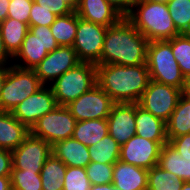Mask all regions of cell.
I'll list each match as a JSON object with an SVG mask.
<instances>
[{
    "instance_id": "6da1fadb",
    "label": "cell",
    "mask_w": 190,
    "mask_h": 190,
    "mask_svg": "<svg viewBox=\"0 0 190 190\" xmlns=\"http://www.w3.org/2000/svg\"><path fill=\"white\" fill-rule=\"evenodd\" d=\"M148 39L126 18L109 26L105 33L101 64L123 66L147 62Z\"/></svg>"
},
{
    "instance_id": "7a4b0ae2",
    "label": "cell",
    "mask_w": 190,
    "mask_h": 190,
    "mask_svg": "<svg viewBox=\"0 0 190 190\" xmlns=\"http://www.w3.org/2000/svg\"><path fill=\"white\" fill-rule=\"evenodd\" d=\"M97 84L115 103H138L150 81L147 63L96 65Z\"/></svg>"
},
{
    "instance_id": "3957f363",
    "label": "cell",
    "mask_w": 190,
    "mask_h": 190,
    "mask_svg": "<svg viewBox=\"0 0 190 190\" xmlns=\"http://www.w3.org/2000/svg\"><path fill=\"white\" fill-rule=\"evenodd\" d=\"M133 8L126 18L149 42L169 40L180 34L170 17L167 3L137 0Z\"/></svg>"
},
{
    "instance_id": "277c9868",
    "label": "cell",
    "mask_w": 190,
    "mask_h": 190,
    "mask_svg": "<svg viewBox=\"0 0 190 190\" xmlns=\"http://www.w3.org/2000/svg\"><path fill=\"white\" fill-rule=\"evenodd\" d=\"M147 66L150 79L179 88L185 92L187 80L166 41H150L147 46Z\"/></svg>"
},
{
    "instance_id": "5b68a950",
    "label": "cell",
    "mask_w": 190,
    "mask_h": 190,
    "mask_svg": "<svg viewBox=\"0 0 190 190\" xmlns=\"http://www.w3.org/2000/svg\"><path fill=\"white\" fill-rule=\"evenodd\" d=\"M97 84L96 64L81 62L57 78L52 85L56 103L67 106Z\"/></svg>"
},
{
    "instance_id": "8992f818",
    "label": "cell",
    "mask_w": 190,
    "mask_h": 190,
    "mask_svg": "<svg viewBox=\"0 0 190 190\" xmlns=\"http://www.w3.org/2000/svg\"><path fill=\"white\" fill-rule=\"evenodd\" d=\"M34 69L7 66V75L0 96V110L12 112L27 97L42 87Z\"/></svg>"
},
{
    "instance_id": "52a82bcc",
    "label": "cell",
    "mask_w": 190,
    "mask_h": 190,
    "mask_svg": "<svg viewBox=\"0 0 190 190\" xmlns=\"http://www.w3.org/2000/svg\"><path fill=\"white\" fill-rule=\"evenodd\" d=\"M59 47L50 27L29 26V31L23 40L20 50L13 57L24 61V64H14L15 66L34 69L51 51Z\"/></svg>"
},
{
    "instance_id": "ba28073f",
    "label": "cell",
    "mask_w": 190,
    "mask_h": 190,
    "mask_svg": "<svg viewBox=\"0 0 190 190\" xmlns=\"http://www.w3.org/2000/svg\"><path fill=\"white\" fill-rule=\"evenodd\" d=\"M75 124L76 119L67 107L57 105L34 123L30 133L53 145L57 141L72 137Z\"/></svg>"
},
{
    "instance_id": "9c48e42d",
    "label": "cell",
    "mask_w": 190,
    "mask_h": 190,
    "mask_svg": "<svg viewBox=\"0 0 190 190\" xmlns=\"http://www.w3.org/2000/svg\"><path fill=\"white\" fill-rule=\"evenodd\" d=\"M107 28L86 21L77 15V31L72 47L81 62L101 65V53Z\"/></svg>"
},
{
    "instance_id": "30bf717a",
    "label": "cell",
    "mask_w": 190,
    "mask_h": 190,
    "mask_svg": "<svg viewBox=\"0 0 190 190\" xmlns=\"http://www.w3.org/2000/svg\"><path fill=\"white\" fill-rule=\"evenodd\" d=\"M183 90L150 79L138 105L165 122L173 113Z\"/></svg>"
},
{
    "instance_id": "8fae6325",
    "label": "cell",
    "mask_w": 190,
    "mask_h": 190,
    "mask_svg": "<svg viewBox=\"0 0 190 190\" xmlns=\"http://www.w3.org/2000/svg\"><path fill=\"white\" fill-rule=\"evenodd\" d=\"M114 104L112 98L96 84L66 107L76 121H84L107 119Z\"/></svg>"
},
{
    "instance_id": "7c38bea8",
    "label": "cell",
    "mask_w": 190,
    "mask_h": 190,
    "mask_svg": "<svg viewBox=\"0 0 190 190\" xmlns=\"http://www.w3.org/2000/svg\"><path fill=\"white\" fill-rule=\"evenodd\" d=\"M12 152V169L41 171L44 163L52 155V145L29 133L24 141Z\"/></svg>"
},
{
    "instance_id": "4fadbf2b",
    "label": "cell",
    "mask_w": 190,
    "mask_h": 190,
    "mask_svg": "<svg viewBox=\"0 0 190 190\" xmlns=\"http://www.w3.org/2000/svg\"><path fill=\"white\" fill-rule=\"evenodd\" d=\"M81 61L72 46H59L50 53L34 68L42 85L52 84L66 71L77 66ZM49 82V83H48ZM47 83V84H46Z\"/></svg>"
},
{
    "instance_id": "5bb4252c",
    "label": "cell",
    "mask_w": 190,
    "mask_h": 190,
    "mask_svg": "<svg viewBox=\"0 0 190 190\" xmlns=\"http://www.w3.org/2000/svg\"><path fill=\"white\" fill-rule=\"evenodd\" d=\"M49 87V88H48ZM57 106L53 90L50 86H42L38 91L19 103L11 112L29 129L34 123Z\"/></svg>"
},
{
    "instance_id": "9a60e30c",
    "label": "cell",
    "mask_w": 190,
    "mask_h": 190,
    "mask_svg": "<svg viewBox=\"0 0 190 190\" xmlns=\"http://www.w3.org/2000/svg\"><path fill=\"white\" fill-rule=\"evenodd\" d=\"M161 147L158 142L135 134L121 145L119 160L148 170L158 164Z\"/></svg>"
},
{
    "instance_id": "2e32d148",
    "label": "cell",
    "mask_w": 190,
    "mask_h": 190,
    "mask_svg": "<svg viewBox=\"0 0 190 190\" xmlns=\"http://www.w3.org/2000/svg\"><path fill=\"white\" fill-rule=\"evenodd\" d=\"M108 134L119 145L136 134L135 103H115L107 118Z\"/></svg>"
},
{
    "instance_id": "e0dca14e",
    "label": "cell",
    "mask_w": 190,
    "mask_h": 190,
    "mask_svg": "<svg viewBox=\"0 0 190 190\" xmlns=\"http://www.w3.org/2000/svg\"><path fill=\"white\" fill-rule=\"evenodd\" d=\"M76 13L86 21L106 27L117 24L124 17L106 0H80Z\"/></svg>"
},
{
    "instance_id": "ac0fdd59",
    "label": "cell",
    "mask_w": 190,
    "mask_h": 190,
    "mask_svg": "<svg viewBox=\"0 0 190 190\" xmlns=\"http://www.w3.org/2000/svg\"><path fill=\"white\" fill-rule=\"evenodd\" d=\"M112 184L120 190H147L148 170L118 160L113 167Z\"/></svg>"
},
{
    "instance_id": "d6986e66",
    "label": "cell",
    "mask_w": 190,
    "mask_h": 190,
    "mask_svg": "<svg viewBox=\"0 0 190 190\" xmlns=\"http://www.w3.org/2000/svg\"><path fill=\"white\" fill-rule=\"evenodd\" d=\"M136 135L151 141L158 142L161 146L168 142L166 122L154 116L135 103Z\"/></svg>"
},
{
    "instance_id": "ffe728a7",
    "label": "cell",
    "mask_w": 190,
    "mask_h": 190,
    "mask_svg": "<svg viewBox=\"0 0 190 190\" xmlns=\"http://www.w3.org/2000/svg\"><path fill=\"white\" fill-rule=\"evenodd\" d=\"M52 154L66 166L85 168L91 162L88 147L73 137L55 142Z\"/></svg>"
},
{
    "instance_id": "44dd1931",
    "label": "cell",
    "mask_w": 190,
    "mask_h": 190,
    "mask_svg": "<svg viewBox=\"0 0 190 190\" xmlns=\"http://www.w3.org/2000/svg\"><path fill=\"white\" fill-rule=\"evenodd\" d=\"M30 133V129L20 123L11 112L0 110V148L16 149Z\"/></svg>"
},
{
    "instance_id": "7402d4cb",
    "label": "cell",
    "mask_w": 190,
    "mask_h": 190,
    "mask_svg": "<svg viewBox=\"0 0 190 190\" xmlns=\"http://www.w3.org/2000/svg\"><path fill=\"white\" fill-rule=\"evenodd\" d=\"M166 131L168 139L190 134V96L185 92L181 95L173 113L166 121Z\"/></svg>"
},
{
    "instance_id": "603a6c76",
    "label": "cell",
    "mask_w": 190,
    "mask_h": 190,
    "mask_svg": "<svg viewBox=\"0 0 190 190\" xmlns=\"http://www.w3.org/2000/svg\"><path fill=\"white\" fill-rule=\"evenodd\" d=\"M158 166L174 173L182 182H190V158L181 157L168 142L162 145Z\"/></svg>"
},
{
    "instance_id": "cb8c5ba5",
    "label": "cell",
    "mask_w": 190,
    "mask_h": 190,
    "mask_svg": "<svg viewBox=\"0 0 190 190\" xmlns=\"http://www.w3.org/2000/svg\"><path fill=\"white\" fill-rule=\"evenodd\" d=\"M107 134V119H91L76 121L72 137L89 147L99 142Z\"/></svg>"
},
{
    "instance_id": "d4e9b609",
    "label": "cell",
    "mask_w": 190,
    "mask_h": 190,
    "mask_svg": "<svg viewBox=\"0 0 190 190\" xmlns=\"http://www.w3.org/2000/svg\"><path fill=\"white\" fill-rule=\"evenodd\" d=\"M29 26L17 19L6 18L0 23V32L7 52L14 57L20 50Z\"/></svg>"
},
{
    "instance_id": "484cf974",
    "label": "cell",
    "mask_w": 190,
    "mask_h": 190,
    "mask_svg": "<svg viewBox=\"0 0 190 190\" xmlns=\"http://www.w3.org/2000/svg\"><path fill=\"white\" fill-rule=\"evenodd\" d=\"M66 170L67 166L52 154L40 172L42 190H63Z\"/></svg>"
},
{
    "instance_id": "4316f807",
    "label": "cell",
    "mask_w": 190,
    "mask_h": 190,
    "mask_svg": "<svg viewBox=\"0 0 190 190\" xmlns=\"http://www.w3.org/2000/svg\"><path fill=\"white\" fill-rule=\"evenodd\" d=\"M50 29L59 46H73L77 31L76 11L57 16Z\"/></svg>"
},
{
    "instance_id": "83f0119b",
    "label": "cell",
    "mask_w": 190,
    "mask_h": 190,
    "mask_svg": "<svg viewBox=\"0 0 190 190\" xmlns=\"http://www.w3.org/2000/svg\"><path fill=\"white\" fill-rule=\"evenodd\" d=\"M121 145L109 134L99 142L88 147L91 162L115 164L120 158Z\"/></svg>"
},
{
    "instance_id": "f1b7e54d",
    "label": "cell",
    "mask_w": 190,
    "mask_h": 190,
    "mask_svg": "<svg viewBox=\"0 0 190 190\" xmlns=\"http://www.w3.org/2000/svg\"><path fill=\"white\" fill-rule=\"evenodd\" d=\"M182 181L174 173L162 169L155 165L148 169V189L147 190H180Z\"/></svg>"
},
{
    "instance_id": "f546056e",
    "label": "cell",
    "mask_w": 190,
    "mask_h": 190,
    "mask_svg": "<svg viewBox=\"0 0 190 190\" xmlns=\"http://www.w3.org/2000/svg\"><path fill=\"white\" fill-rule=\"evenodd\" d=\"M166 41L171 45L180 70L188 80L190 78V38L186 34H179Z\"/></svg>"
},
{
    "instance_id": "4dcf8cb0",
    "label": "cell",
    "mask_w": 190,
    "mask_h": 190,
    "mask_svg": "<svg viewBox=\"0 0 190 190\" xmlns=\"http://www.w3.org/2000/svg\"><path fill=\"white\" fill-rule=\"evenodd\" d=\"M167 6L176 30L185 34L190 29V0H169Z\"/></svg>"
},
{
    "instance_id": "1f68e13d",
    "label": "cell",
    "mask_w": 190,
    "mask_h": 190,
    "mask_svg": "<svg viewBox=\"0 0 190 190\" xmlns=\"http://www.w3.org/2000/svg\"><path fill=\"white\" fill-rule=\"evenodd\" d=\"M41 171L12 169V190H42Z\"/></svg>"
},
{
    "instance_id": "d6a6232c",
    "label": "cell",
    "mask_w": 190,
    "mask_h": 190,
    "mask_svg": "<svg viewBox=\"0 0 190 190\" xmlns=\"http://www.w3.org/2000/svg\"><path fill=\"white\" fill-rule=\"evenodd\" d=\"M63 190H90L91 183L83 167L67 166Z\"/></svg>"
},
{
    "instance_id": "836d02e7",
    "label": "cell",
    "mask_w": 190,
    "mask_h": 190,
    "mask_svg": "<svg viewBox=\"0 0 190 190\" xmlns=\"http://www.w3.org/2000/svg\"><path fill=\"white\" fill-rule=\"evenodd\" d=\"M114 164L90 162L86 167V174L91 185L112 183Z\"/></svg>"
},
{
    "instance_id": "e575fe53",
    "label": "cell",
    "mask_w": 190,
    "mask_h": 190,
    "mask_svg": "<svg viewBox=\"0 0 190 190\" xmlns=\"http://www.w3.org/2000/svg\"><path fill=\"white\" fill-rule=\"evenodd\" d=\"M32 3L33 0H10L7 18L17 19L29 26Z\"/></svg>"
},
{
    "instance_id": "d590c367",
    "label": "cell",
    "mask_w": 190,
    "mask_h": 190,
    "mask_svg": "<svg viewBox=\"0 0 190 190\" xmlns=\"http://www.w3.org/2000/svg\"><path fill=\"white\" fill-rule=\"evenodd\" d=\"M56 15L50 10L43 8L41 5L33 1L30 11L29 26H47L55 21Z\"/></svg>"
},
{
    "instance_id": "8d00e7d4",
    "label": "cell",
    "mask_w": 190,
    "mask_h": 190,
    "mask_svg": "<svg viewBox=\"0 0 190 190\" xmlns=\"http://www.w3.org/2000/svg\"><path fill=\"white\" fill-rule=\"evenodd\" d=\"M43 8L50 10L56 16H62L74 12V10L63 0H33Z\"/></svg>"
},
{
    "instance_id": "74e56055",
    "label": "cell",
    "mask_w": 190,
    "mask_h": 190,
    "mask_svg": "<svg viewBox=\"0 0 190 190\" xmlns=\"http://www.w3.org/2000/svg\"><path fill=\"white\" fill-rule=\"evenodd\" d=\"M168 143L184 158H190V134H184L173 139H168Z\"/></svg>"
},
{
    "instance_id": "f35d334b",
    "label": "cell",
    "mask_w": 190,
    "mask_h": 190,
    "mask_svg": "<svg viewBox=\"0 0 190 190\" xmlns=\"http://www.w3.org/2000/svg\"><path fill=\"white\" fill-rule=\"evenodd\" d=\"M12 167V152L0 148V176H11Z\"/></svg>"
},
{
    "instance_id": "ab89813d",
    "label": "cell",
    "mask_w": 190,
    "mask_h": 190,
    "mask_svg": "<svg viewBox=\"0 0 190 190\" xmlns=\"http://www.w3.org/2000/svg\"><path fill=\"white\" fill-rule=\"evenodd\" d=\"M115 9H117L124 17H126L133 9L137 0H106Z\"/></svg>"
},
{
    "instance_id": "60d3db41",
    "label": "cell",
    "mask_w": 190,
    "mask_h": 190,
    "mask_svg": "<svg viewBox=\"0 0 190 190\" xmlns=\"http://www.w3.org/2000/svg\"><path fill=\"white\" fill-rule=\"evenodd\" d=\"M11 58L13 60V57L5 49L4 42H3V39H2V36H1V32H0V67H4L7 64H9L8 63L9 62L8 59L11 60Z\"/></svg>"
},
{
    "instance_id": "b9f144b4",
    "label": "cell",
    "mask_w": 190,
    "mask_h": 190,
    "mask_svg": "<svg viewBox=\"0 0 190 190\" xmlns=\"http://www.w3.org/2000/svg\"><path fill=\"white\" fill-rule=\"evenodd\" d=\"M10 0H0V23L8 17V7Z\"/></svg>"
},
{
    "instance_id": "7bdbcfd3",
    "label": "cell",
    "mask_w": 190,
    "mask_h": 190,
    "mask_svg": "<svg viewBox=\"0 0 190 190\" xmlns=\"http://www.w3.org/2000/svg\"><path fill=\"white\" fill-rule=\"evenodd\" d=\"M0 190H12L10 176H0Z\"/></svg>"
},
{
    "instance_id": "ee69618b",
    "label": "cell",
    "mask_w": 190,
    "mask_h": 190,
    "mask_svg": "<svg viewBox=\"0 0 190 190\" xmlns=\"http://www.w3.org/2000/svg\"><path fill=\"white\" fill-rule=\"evenodd\" d=\"M7 75V66L0 67V96Z\"/></svg>"
},
{
    "instance_id": "f6af8a7d",
    "label": "cell",
    "mask_w": 190,
    "mask_h": 190,
    "mask_svg": "<svg viewBox=\"0 0 190 190\" xmlns=\"http://www.w3.org/2000/svg\"><path fill=\"white\" fill-rule=\"evenodd\" d=\"M90 190H112V183L103 185H91Z\"/></svg>"
},
{
    "instance_id": "bcb514c9",
    "label": "cell",
    "mask_w": 190,
    "mask_h": 190,
    "mask_svg": "<svg viewBox=\"0 0 190 190\" xmlns=\"http://www.w3.org/2000/svg\"><path fill=\"white\" fill-rule=\"evenodd\" d=\"M65 1L74 11L77 10L79 1L78 0H63Z\"/></svg>"
},
{
    "instance_id": "7dc6e473",
    "label": "cell",
    "mask_w": 190,
    "mask_h": 190,
    "mask_svg": "<svg viewBox=\"0 0 190 190\" xmlns=\"http://www.w3.org/2000/svg\"><path fill=\"white\" fill-rule=\"evenodd\" d=\"M180 190H190V182H182Z\"/></svg>"
},
{
    "instance_id": "c3c4849f",
    "label": "cell",
    "mask_w": 190,
    "mask_h": 190,
    "mask_svg": "<svg viewBox=\"0 0 190 190\" xmlns=\"http://www.w3.org/2000/svg\"><path fill=\"white\" fill-rule=\"evenodd\" d=\"M185 93L190 96V78L187 80V86H186Z\"/></svg>"
},
{
    "instance_id": "681fc988",
    "label": "cell",
    "mask_w": 190,
    "mask_h": 190,
    "mask_svg": "<svg viewBox=\"0 0 190 190\" xmlns=\"http://www.w3.org/2000/svg\"><path fill=\"white\" fill-rule=\"evenodd\" d=\"M154 2L167 3L169 0H151Z\"/></svg>"
},
{
    "instance_id": "f907efd6",
    "label": "cell",
    "mask_w": 190,
    "mask_h": 190,
    "mask_svg": "<svg viewBox=\"0 0 190 190\" xmlns=\"http://www.w3.org/2000/svg\"><path fill=\"white\" fill-rule=\"evenodd\" d=\"M185 34L190 38V29Z\"/></svg>"
},
{
    "instance_id": "816d5d0a",
    "label": "cell",
    "mask_w": 190,
    "mask_h": 190,
    "mask_svg": "<svg viewBox=\"0 0 190 190\" xmlns=\"http://www.w3.org/2000/svg\"><path fill=\"white\" fill-rule=\"evenodd\" d=\"M112 190H120V189H117V188L112 184Z\"/></svg>"
}]
</instances>
